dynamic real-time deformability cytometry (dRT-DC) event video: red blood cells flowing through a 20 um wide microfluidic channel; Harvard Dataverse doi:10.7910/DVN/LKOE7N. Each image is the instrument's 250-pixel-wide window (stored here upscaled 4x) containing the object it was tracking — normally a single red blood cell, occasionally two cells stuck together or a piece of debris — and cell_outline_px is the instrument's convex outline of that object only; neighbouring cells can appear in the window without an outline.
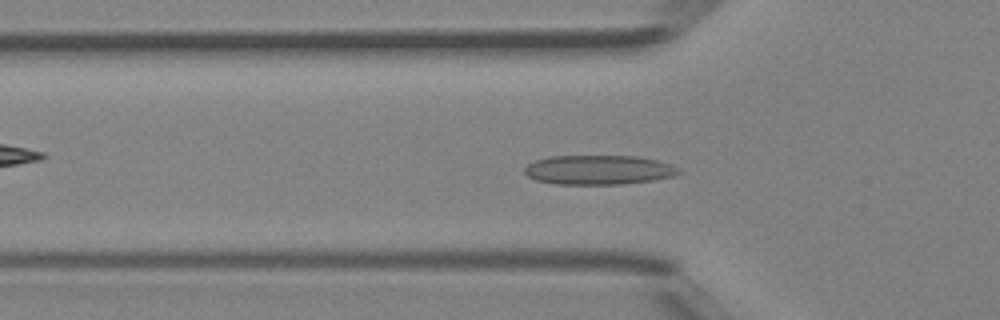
{"species": "Egyptian fruit bat (a non-hibernating species)", "species_latin": "Rousettus aegyptiacus", "temperature_condition": "room temperature", "stored_images_in_passage": 36, "camera_frame_rate_fps": 3000, "um_per_image_px": 0.085, "animal": {"sex": "female"}, "frame": {"image": 1, "passage_image": 9, "time_ms": 2.667, "image_size_px": [1000, 320], "cell_outline_px": [[684, 172], [672, 176], [652, 180], [620, 184], [556, 184], [536, 180], [528, 176], [524, 172], [524, 168], [528, 164], [536, 160], [548, 156], [636, 156], [656, 160], [680, 168]], "centroid_in_image_um": [50.87, 14.44], "position_along_channel_um": 74.9, "area_um2": 26.36}}
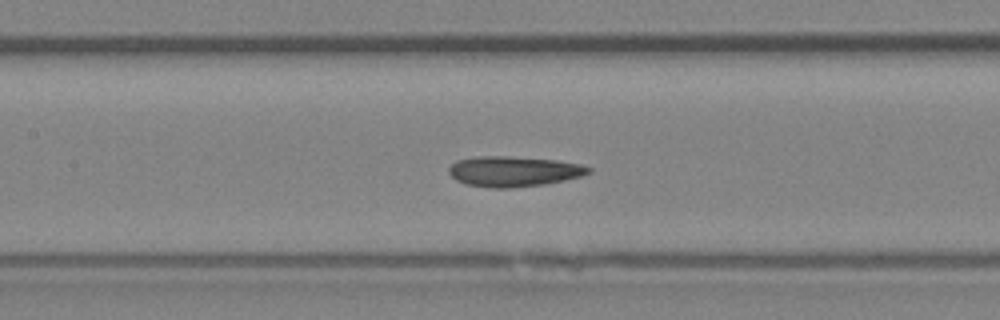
{"frame": {"image": 2, "passage_image": 15, "time_ms": 4.667, "image_size_px": [1000, 320], "cell_outline_px": [[592, 172], [580, 176], [564, 180], [544, 184], [508, 188], [492, 188], [468, 184], [456, 180], [448, 172], [448, 168], [456, 160], [476, 156], [508, 156], [556, 160], [580, 164], [592, 168]], "centroid_in_image_um": [43.65, 14.56], "position_along_channel_um": 163.7, "area_um2": 24.62}}
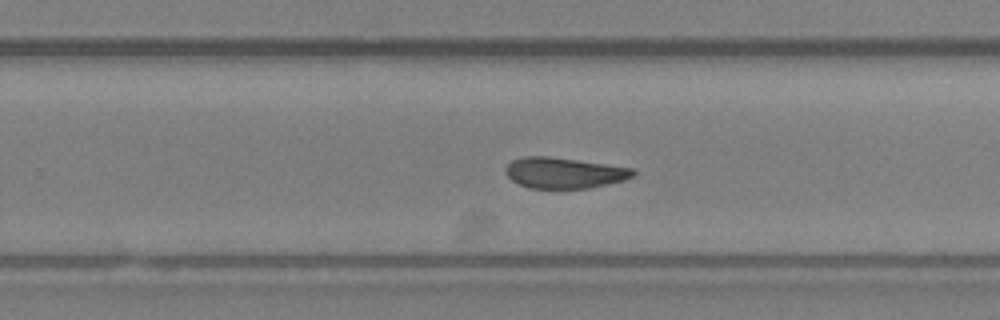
{"frame": {"image": 3, "passage_image": 23, "time_ms": 7.333, "image_size_px": [1000, 320], "cell_outline_px": [[636, 172], [632, 176], [624, 180], [588, 188], [528, 188], [512, 180], [504, 172], [504, 168], [512, 160], [524, 156], [548, 156], [636, 168]], "centroid_in_image_um": [47.94, 14.68], "position_along_channel_um": 281.9, "area_um2": 22.89}, "authors_computed_cell_mechanics": {"area_um2": 23.987, "velocity_mm_per_s": 4.4429, "shape_relaxation_time_tau1_ms": 7.9066, "shape_relaxation_time_tau2_ms": 2.0604, "deformation_change_tau1": 0.1638, "deformation_change_tau2": 0.0865}}